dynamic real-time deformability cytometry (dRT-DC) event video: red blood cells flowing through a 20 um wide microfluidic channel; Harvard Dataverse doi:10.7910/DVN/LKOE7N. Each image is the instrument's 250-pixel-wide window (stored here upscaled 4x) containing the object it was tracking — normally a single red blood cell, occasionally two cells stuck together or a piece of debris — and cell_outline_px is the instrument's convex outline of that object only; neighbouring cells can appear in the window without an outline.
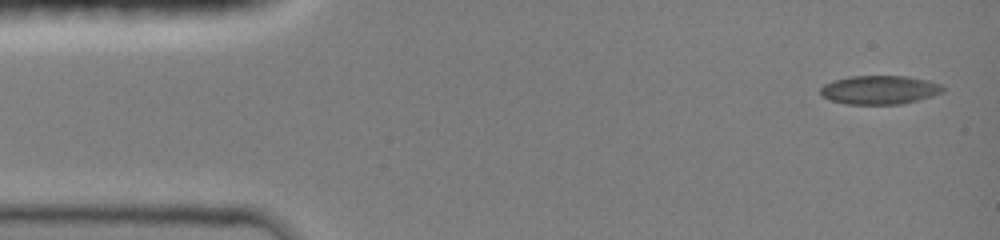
{"species": "common noctule bat (a hibernating species)", "species_latin": "Nyctalus noctula", "temperature_condition": "room temperature", "stored_images_in_passage": 14, "camera_frame_rate_fps": 3000, "um_per_image_px": 0.085, "animal": {"sex": "female", "body_mass_g": 19.0, "forearm_length_mm": 51.5}, "frame": {"image": 1, "passage_image": 1, "time_ms": 0.0, "image_size_px": [1000, 240], "cell_outline_px": [[944, 92], [932, 96], [900, 104], [848, 104], [832, 100], [820, 96], [820, 88], [824, 84], [832, 80], [848, 76], [908, 76], [928, 80], [940, 84], [944, 88]], "centroid_in_image_um": [74.74, 7.63], "position_along_channel_um": 10.3, "area_um2": 20.58}}
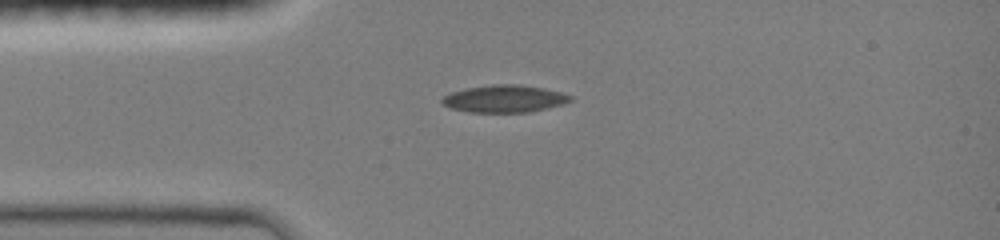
{"frame": {"image": 2, "passage_image": 8, "time_ms": 3.0, "image_size_px": [1000, 240], "cell_outline_px": [[572, 100], [564, 104], [528, 112], [468, 112], [452, 108], [444, 104], [440, 100], [444, 96], [452, 92], [468, 88], [492, 84], [520, 84], [544, 88], [560, 92], [572, 96]], "centroid_in_image_um": [42.9, 8.39], "position_along_channel_um": 42.1, "area_um2": 20.29}}
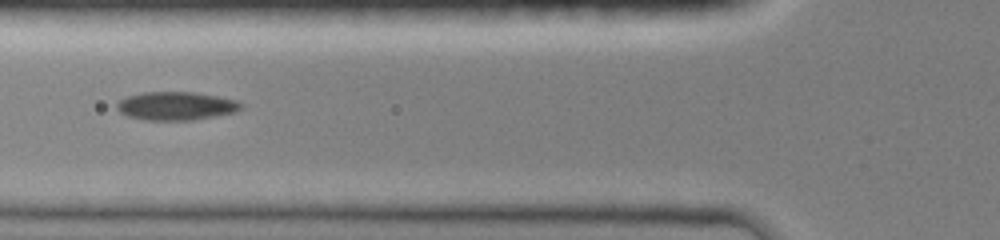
{"frame": {"image": 3, "passage_image": 12, "time_ms": 5.0, "image_size_px": [1000, 240], "cell_outline_px": [[240, 108], [236, 112], [192, 120], [144, 120], [128, 116], [120, 112], [116, 108], [116, 104], [120, 100], [128, 96], [144, 92], [196, 92], [236, 100], [240, 104]], "centroid_in_image_um": [14.93, 9.0], "position_along_channel_um": 110.9, "area_um2": 20.35}}